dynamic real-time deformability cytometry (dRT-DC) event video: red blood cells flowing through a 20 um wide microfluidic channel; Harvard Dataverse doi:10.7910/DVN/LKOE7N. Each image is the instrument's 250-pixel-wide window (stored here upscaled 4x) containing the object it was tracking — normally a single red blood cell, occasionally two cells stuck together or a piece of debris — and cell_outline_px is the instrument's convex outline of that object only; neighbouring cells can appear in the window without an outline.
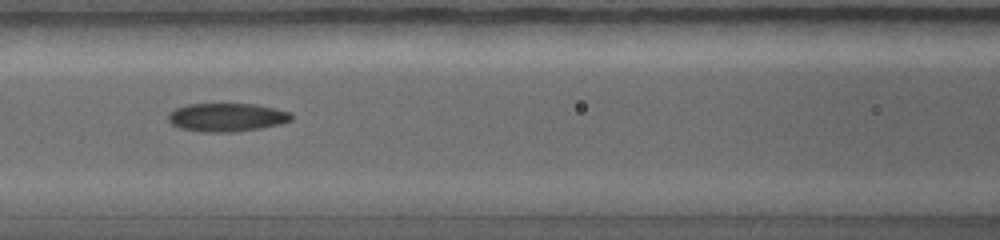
{"species": "common noctule bat (a hibernating species)", "species_latin": "Nyctalus noctula", "temperature_condition": "warm", "stored_images_in_passage": 30, "camera_frame_rate_fps": 5000, "um_per_image_px": 0.085, "animal": {"sex": "female", "body_mass_g": 19.0, "forearm_length_mm": 56.7}, "frame": {"image": 1, "passage_image": 9, "time_ms": 2.6, "image_size_px": [1000, 240], "cell_outline_px": [[292, 120], [260, 128], [232, 132], [204, 132], [180, 128], [172, 124], [168, 120], [168, 116], [176, 108], [188, 104], [256, 104], [288, 112], [292, 116]], "centroid_in_image_um": [19.24, 9.97], "position_along_channel_um": 147.4, "area_um2": 20.0}}
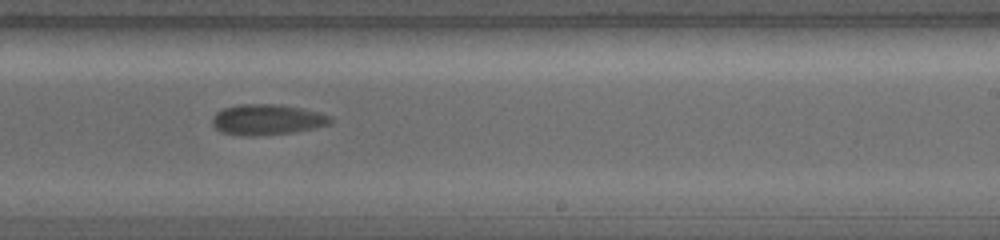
{"frame": {"image": 2, "passage_image": 15, "time_ms": 4.6, "image_size_px": [1000, 240], "cell_outline_px": [[332, 120], [328, 124], [312, 128], [292, 132], [252, 136], [244, 136], [220, 132], [212, 124], [212, 116], [216, 112], [224, 108], [240, 104], [276, 104], [300, 108], [332, 116]], "centroid_in_image_um": [22.64, 10.16], "position_along_channel_um": 266.4, "area_um2": 20.87}}
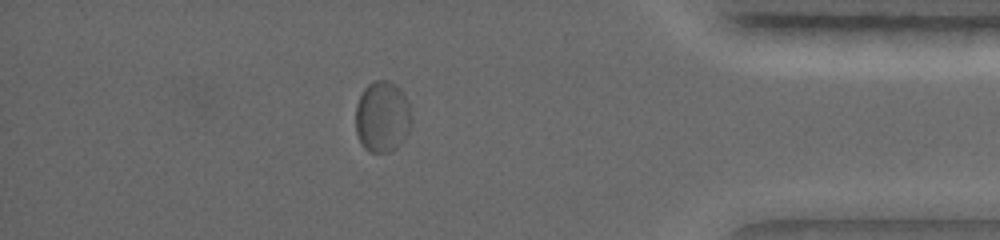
{"frame": {"image": 3, "passage_image": 24, "time_ms": 7.4, "image_size_px": [1000, 240], "cell_outline_px": [[412, 120], [408, 132], [400, 144], [392, 152], [368, 152], [360, 144], [356, 132], [356, 104], [364, 88], [368, 84], [376, 80], [388, 80], [396, 84], [400, 88], [408, 104], [412, 116]], "centroid_in_image_um": [32.49, 9.94], "position_along_channel_um": 402.7, "area_um2": 23.41}}